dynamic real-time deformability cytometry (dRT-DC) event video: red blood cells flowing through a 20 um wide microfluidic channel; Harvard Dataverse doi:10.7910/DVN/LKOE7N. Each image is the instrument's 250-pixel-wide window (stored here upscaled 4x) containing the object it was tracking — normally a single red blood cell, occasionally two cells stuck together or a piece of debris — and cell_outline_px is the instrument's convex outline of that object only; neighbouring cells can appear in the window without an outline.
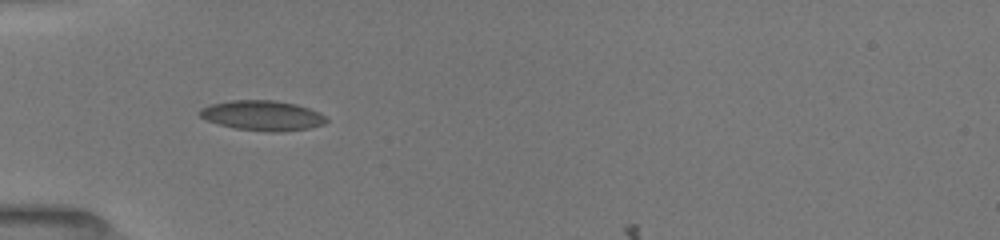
{"species": "common noctule bat (a hibernating species)", "species_latin": "Nyctalus noctula", "temperature_condition": "room temperature", "stored_images_in_passage": 10, "camera_frame_rate_fps": 3000, "um_per_image_px": 0.085, "animal": {"sex": "female", "body_mass_g": 19.5, "forearm_length_mm": 54.1}, "frame": {"image": 1, "passage_image": 6, "time_ms": 1.667, "image_size_px": [1000, 240], "cell_outline_px": [[328, 120], [324, 124], [308, 128], [280, 132], [264, 132], [236, 128], [220, 124], [208, 120], [200, 116], [196, 112], [200, 108], [208, 104], [232, 100], [272, 100], [296, 104], [320, 112]], "centroid_in_image_um": [22.28, 9.81], "position_along_channel_um": 62.7, "area_um2": 22.2}}
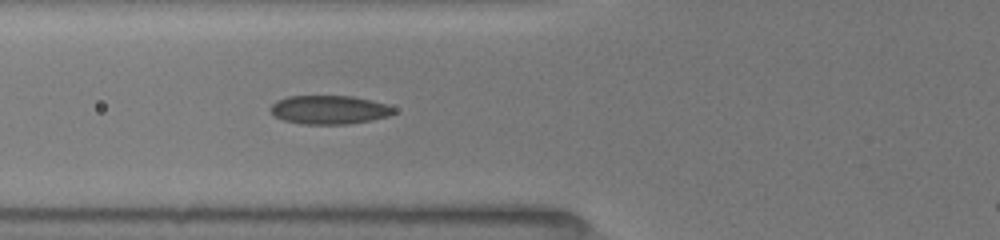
{"frame": {"image": 2, "passage_image": 9, "time_ms": 2.667, "image_size_px": [1000, 240], "cell_outline_px": [[396, 112], [388, 116], [372, 120], [348, 124], [300, 124], [284, 120], [276, 116], [268, 108], [276, 100], [288, 96], [352, 96], [372, 100], [396, 108]], "centroid_in_image_um": [27.98, 9.33], "position_along_channel_um": 97.8, "area_um2": 20.69}}